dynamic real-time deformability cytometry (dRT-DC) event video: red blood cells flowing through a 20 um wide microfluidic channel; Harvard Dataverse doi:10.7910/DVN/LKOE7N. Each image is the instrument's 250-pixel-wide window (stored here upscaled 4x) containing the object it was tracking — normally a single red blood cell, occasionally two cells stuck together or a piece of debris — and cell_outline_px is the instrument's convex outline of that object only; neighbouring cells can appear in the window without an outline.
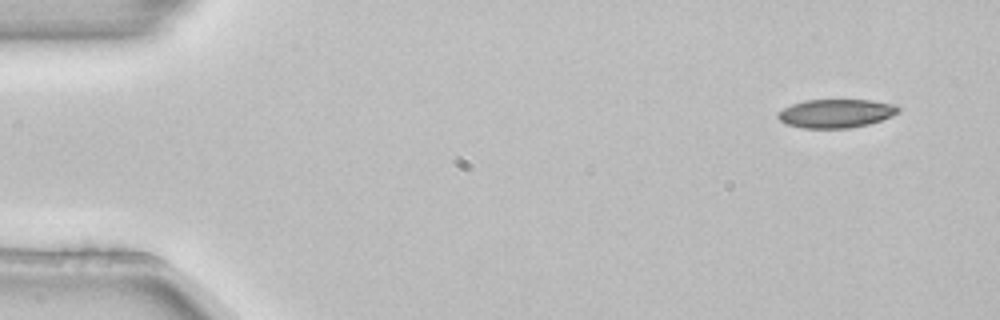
{"species": "common noctule bat (a hibernating species)", "species_latin": "Nyctalus noctula", "temperature_condition": "room temperature", "stored_images_in_passage": 3, "camera_frame_rate_fps": 3000, "um_per_image_px": 0.085, "animal": {"sex": "female", "body_mass_g": 22.7, "forearm_length_mm": 54.2}, "frame": {"image": 1, "passage_image": 1, "time_ms": 0.0, "image_size_px": [1000, 320], "cell_outline_px": [[900, 112], [892, 116], [868, 124], [848, 128], [804, 128], [788, 124], [780, 120], [776, 116], [776, 112], [792, 104], [804, 100], [872, 100], [896, 104], [900, 108]], "centroid_in_image_um": [71.07, 9.63], "position_along_channel_um": 13.9, "area_um2": 20.11}}
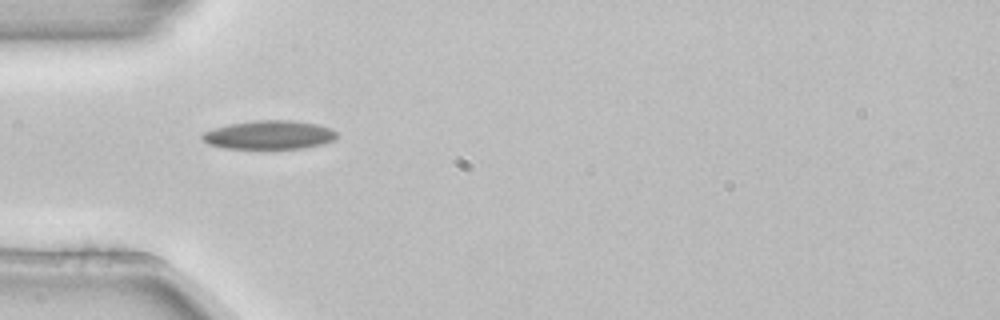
{"frame": {"image": 2, "passage_image": 3, "time_ms": 0.667, "image_size_px": [1000, 320], "cell_outline_px": [[336, 136], [332, 140], [324, 144], [304, 148], [224, 148], [208, 144], [200, 136], [204, 132], [212, 128], [228, 124], [252, 120], [292, 120], [316, 124], [332, 128], [336, 132]], "centroid_in_image_um": [22.86, 11.45], "position_along_channel_um": 62.1, "area_um2": 22.54}}